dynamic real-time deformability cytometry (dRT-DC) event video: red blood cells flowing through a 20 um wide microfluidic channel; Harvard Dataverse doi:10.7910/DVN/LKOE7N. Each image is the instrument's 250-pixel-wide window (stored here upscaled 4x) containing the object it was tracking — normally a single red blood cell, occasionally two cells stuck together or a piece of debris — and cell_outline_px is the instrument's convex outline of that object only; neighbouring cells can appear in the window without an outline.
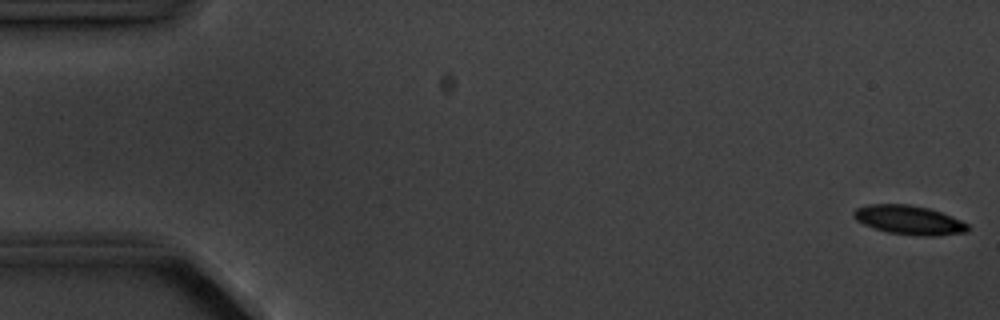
{"species": "common noctule bat (a hibernating species)", "species_latin": "Nyctalus noctula", "temperature_condition": "cold", "stored_images_in_passage": 6, "camera_frame_rate_fps": 3000, "um_per_image_px": 0.085, "animal": {"sex": "male", "body_mass_g": 20.1, "forearm_length_mm": 53.5}, "frame": {"image": 1, "passage_image": 1, "time_ms": 0.0, "image_size_px": [1000, 320], "cell_outline_px": [[968, 232], [936, 236], [924, 236], [888, 232], [872, 228], [856, 220], [852, 216], [852, 212], [856, 208], [868, 204], [908, 204], [928, 208], [952, 216], [968, 224]], "centroid_in_image_um": [77.24, 18.7], "position_along_channel_um": 7.8, "area_um2": 19.36}}